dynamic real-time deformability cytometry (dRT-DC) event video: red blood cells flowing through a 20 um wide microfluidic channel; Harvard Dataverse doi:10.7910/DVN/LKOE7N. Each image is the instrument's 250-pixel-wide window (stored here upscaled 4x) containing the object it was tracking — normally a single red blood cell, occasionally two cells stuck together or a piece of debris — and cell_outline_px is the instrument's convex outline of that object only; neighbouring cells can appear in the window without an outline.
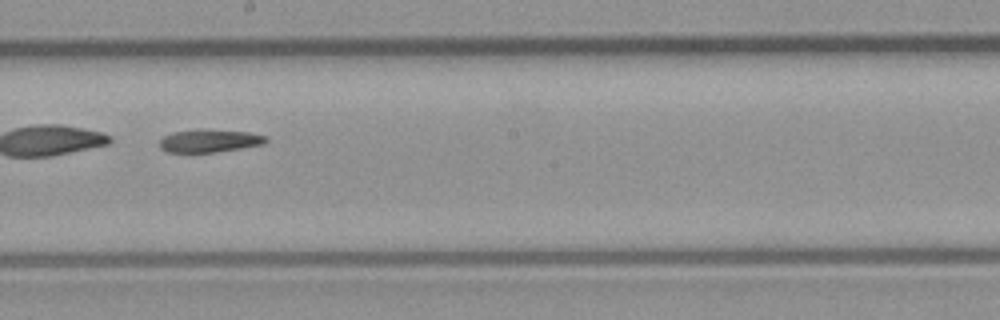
{"species": "common noctule bat (a hibernating species)", "species_latin": "Nyctalus noctula", "temperature_condition": "room temperature", "stored_images_in_passage": 36, "camera_frame_rate_fps": 3000, "um_per_image_px": 0.085, "animal": {"sex": "male", "body_mass_g": 23.1, "forearm_length_mm": 52.7}, "frame": {"image": 1, "passage_image": 16, "time_ms": 5.0, "image_size_px": [1000, 320], "cell_outline_px": [[268, 140], [264, 144], [216, 152], [168, 152], [160, 148], [160, 136], [172, 132], [200, 128], [204, 128], [248, 132], [268, 136]], "centroid_in_image_um": [17.78, 11.94], "position_along_channel_um": 230.4, "area_um2": 14.51}, "authors_computed_cell_mechanics": {"area_um2": 15.2592, "velocity_mm_per_s": 4.0942, "shape_relaxation_time_tau1_ms": null, "shape_relaxation_time_tau2_ms": 4.6122, "deformation_change_tau1": null, "deformation_change_tau2": 0.1242}}